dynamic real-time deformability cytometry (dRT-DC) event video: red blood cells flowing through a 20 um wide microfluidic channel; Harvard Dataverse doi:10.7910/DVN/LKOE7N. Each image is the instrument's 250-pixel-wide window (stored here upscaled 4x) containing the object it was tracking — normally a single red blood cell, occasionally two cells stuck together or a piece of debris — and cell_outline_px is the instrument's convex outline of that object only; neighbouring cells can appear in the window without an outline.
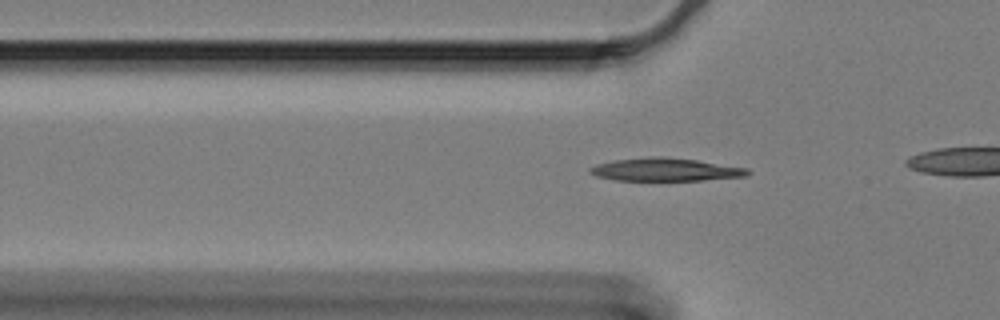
{"species": "Egyptian fruit bat (a non-hibernating species)", "species_latin": "Rousettus aegyptiacus", "temperature_condition": "cold", "stored_images_in_passage": 44, "camera_frame_rate_fps": 3000, "um_per_image_px": 0.085, "animal": {"sex": "female"}, "frame": {"image": 1, "passage_image": 15, "time_ms": 4.667, "image_size_px": [1000, 320], "cell_outline_px": [[752, 172], [748, 176], [700, 180], [616, 180], [596, 176], [588, 168], [596, 164], [612, 160], [652, 156], [664, 156], [696, 160], [748, 168]], "centroid_in_image_um": [56.58, 14.4], "position_along_channel_um": 69.2, "area_um2": 21.1}}
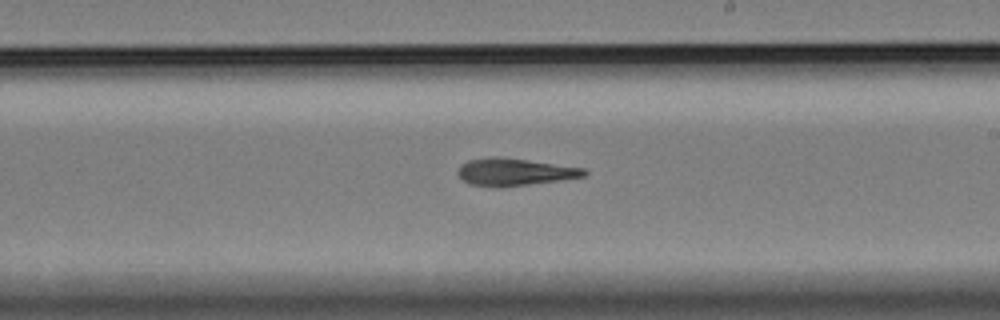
{"frame": {"image": 2, "passage_image": 31, "time_ms": 10.0, "image_size_px": [1000, 320], "cell_outline_px": [[588, 172], [584, 176], [564, 180], [500, 188], [496, 188], [468, 184], [456, 172], [460, 164], [468, 160], [488, 156], [500, 156], [584, 168]], "centroid_in_image_um": [43.7, 14.62], "position_along_channel_um": 245.3, "area_um2": 20.52}}
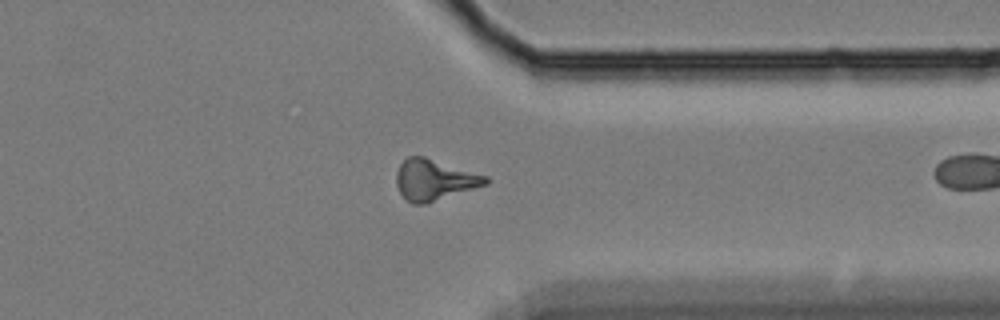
{"frame": {"image": 3, "passage_image": 43, "time_ms": 14.0, "image_size_px": [1000, 320], "cell_outline_px": [[488, 184], [428, 204], [412, 204], [400, 192], [396, 184], [396, 172], [400, 164], [408, 156], [424, 156], [488, 176]], "centroid_in_image_um": [36.93, 15.29], "position_along_channel_um": 374.5, "area_um2": 21.39}}